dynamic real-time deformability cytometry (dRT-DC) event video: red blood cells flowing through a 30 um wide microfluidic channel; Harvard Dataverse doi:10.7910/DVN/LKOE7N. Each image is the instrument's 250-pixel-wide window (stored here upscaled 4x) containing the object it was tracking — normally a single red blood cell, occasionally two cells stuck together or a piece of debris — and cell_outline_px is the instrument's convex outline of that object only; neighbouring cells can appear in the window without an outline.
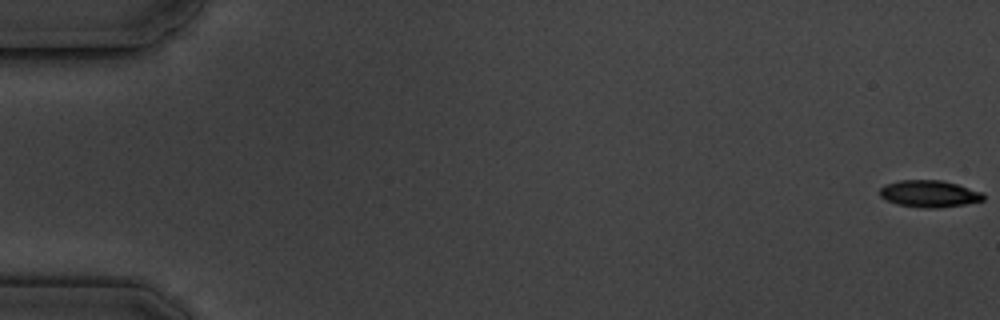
{"species": "common noctule bat (a hibernating species)", "species_latin": "Nyctalus noctula", "temperature_condition": "cold", "stored_images_in_passage": 6, "camera_frame_rate_fps": 3000, "um_per_image_px": 0.085, "animal": {"sex": "male", "body_mass_g": 19.5, "forearm_length_mm": 54.6}, "frame": {"image": 1, "passage_image": 1, "time_ms": 0.0, "image_size_px": [1000, 320], "cell_outline_px": [[984, 200], [964, 204], [940, 208], [924, 208], [896, 204], [884, 200], [880, 196], [880, 188], [884, 184], [900, 180], [940, 180], [956, 184], [984, 192]], "centroid_in_image_um": [78.96, 16.47], "position_along_channel_um": 6.0, "area_um2": 16.36}}
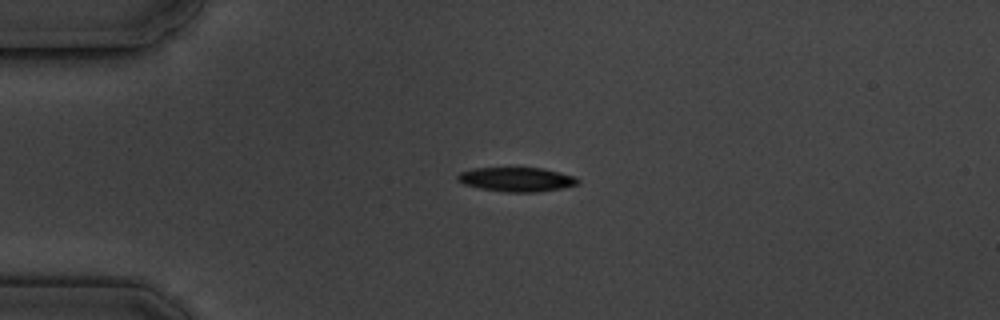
{"frame": {"image": 2, "passage_image": 5, "time_ms": 4.667, "image_size_px": [1000, 320], "cell_outline_px": [[580, 184], [564, 188], [536, 192], [504, 192], [480, 188], [464, 184], [456, 180], [456, 176], [460, 172], [472, 168], [540, 168], [560, 172], [576, 176], [580, 180]], "centroid_in_image_um": [43.93, 15.25], "position_along_channel_um": 41.1, "area_um2": 17.17}}